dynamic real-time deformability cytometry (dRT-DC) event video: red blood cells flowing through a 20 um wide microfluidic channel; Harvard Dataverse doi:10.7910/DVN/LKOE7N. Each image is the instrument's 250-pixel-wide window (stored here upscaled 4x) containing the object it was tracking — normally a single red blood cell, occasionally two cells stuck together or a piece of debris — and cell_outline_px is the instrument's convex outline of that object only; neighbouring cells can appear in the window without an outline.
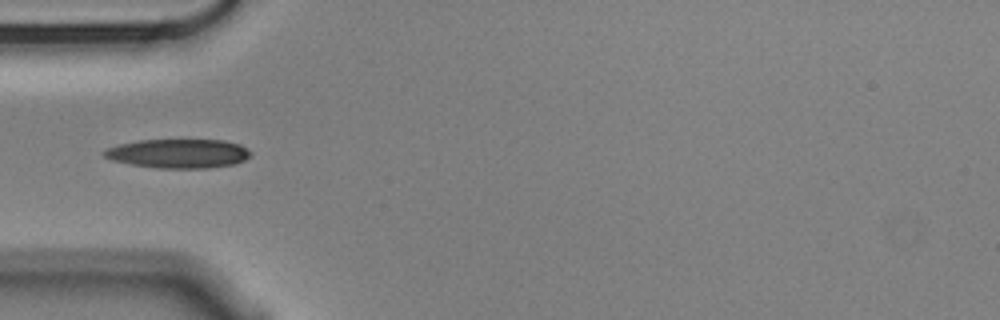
{"species": "Egyptian fruit bat (a non-hibernating species)", "species_latin": "Rousettus aegyptiacus", "temperature_condition": "cold", "stored_images_in_passage": 40, "camera_frame_rate_fps": 3000, "um_per_image_px": 0.085, "animal": {"sex": "male"}, "frame": {"image": 1, "passage_image": 1, "time_ms": 0.0, "image_size_px": [1000, 320], "cell_outline_px": [[252, 156], [236, 164], [208, 168], [156, 168], [132, 164], [112, 160], [104, 156], [104, 152], [108, 148], [120, 144], [140, 140], [224, 140], [240, 144], [248, 148], [252, 152]], "centroid_in_image_um": [15.25, 13.05], "position_along_channel_um": 69.8, "area_um2": 24.85}}
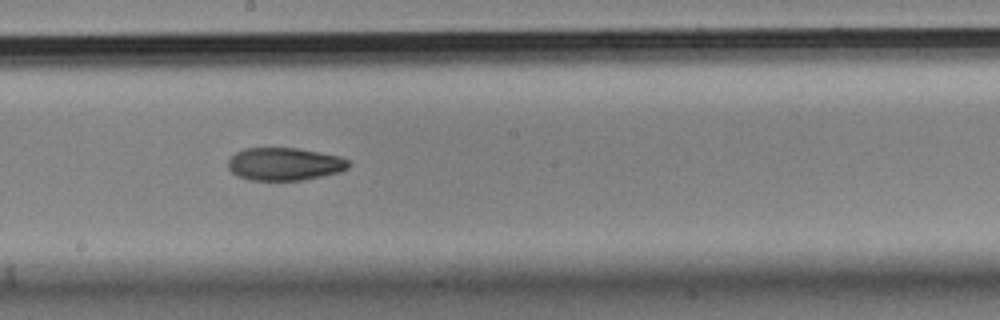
{"frame": {"image": 2, "passage_image": 14, "time_ms": 4.333, "image_size_px": [1000, 320], "cell_outline_px": [[352, 164], [348, 168], [340, 172], [304, 180], [248, 180], [232, 172], [228, 168], [228, 160], [236, 152], [244, 148], [296, 148], [340, 156], [348, 160]], "centroid_in_image_um": [24.2, 13.94], "position_along_channel_um": 224.0, "area_um2": 23.06}}
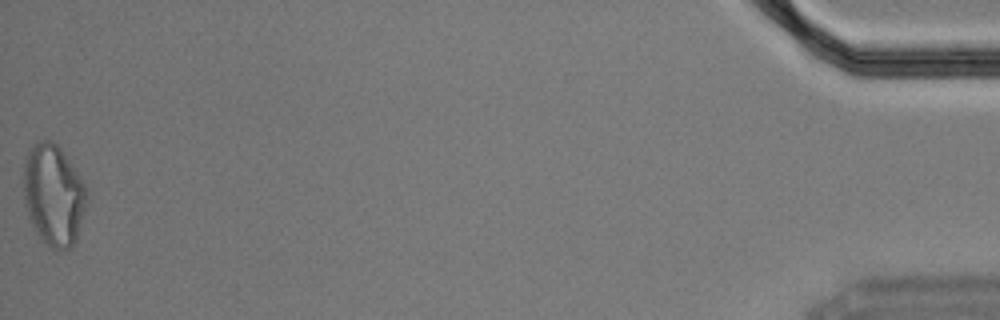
{"frame": {"image": 3, "passage_image": 40, "time_ms": 13.0, "image_size_px": [1000, 320], "cell_outline_px": [[88, 200], [76, 240], [72, 248], [64, 252], [52, 248], [40, 236], [32, 224], [28, 216], [24, 200], [24, 164], [28, 152], [40, 140], [52, 140], [60, 148], [72, 164], [84, 184], [88, 192]], "centroid_in_image_um": [4.58, 16.6], "position_along_channel_um": 430.6, "area_um2": 37.17}}